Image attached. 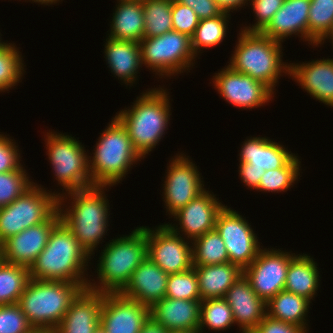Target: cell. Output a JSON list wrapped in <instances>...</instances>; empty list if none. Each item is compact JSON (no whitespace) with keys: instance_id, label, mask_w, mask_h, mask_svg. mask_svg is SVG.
Wrapping results in <instances>:
<instances>
[{"instance_id":"35","label":"cell","mask_w":333,"mask_h":333,"mask_svg":"<svg viewBox=\"0 0 333 333\" xmlns=\"http://www.w3.org/2000/svg\"><path fill=\"white\" fill-rule=\"evenodd\" d=\"M234 323L232 310L224 297L206 299L200 302L198 333H203L204 327H207L209 331L228 330Z\"/></svg>"},{"instance_id":"25","label":"cell","mask_w":333,"mask_h":333,"mask_svg":"<svg viewBox=\"0 0 333 333\" xmlns=\"http://www.w3.org/2000/svg\"><path fill=\"white\" fill-rule=\"evenodd\" d=\"M241 148L239 162L265 171L285 167L296 156L268 137L247 138Z\"/></svg>"},{"instance_id":"28","label":"cell","mask_w":333,"mask_h":333,"mask_svg":"<svg viewBox=\"0 0 333 333\" xmlns=\"http://www.w3.org/2000/svg\"><path fill=\"white\" fill-rule=\"evenodd\" d=\"M193 267L198 278L201 301L225 297L229 288L243 276V270L230 262Z\"/></svg>"},{"instance_id":"37","label":"cell","mask_w":333,"mask_h":333,"mask_svg":"<svg viewBox=\"0 0 333 333\" xmlns=\"http://www.w3.org/2000/svg\"><path fill=\"white\" fill-rule=\"evenodd\" d=\"M20 53L12 43L0 47V92L9 91L21 80L25 70Z\"/></svg>"},{"instance_id":"21","label":"cell","mask_w":333,"mask_h":333,"mask_svg":"<svg viewBox=\"0 0 333 333\" xmlns=\"http://www.w3.org/2000/svg\"><path fill=\"white\" fill-rule=\"evenodd\" d=\"M103 293L83 289L53 333H94L100 324Z\"/></svg>"},{"instance_id":"44","label":"cell","mask_w":333,"mask_h":333,"mask_svg":"<svg viewBox=\"0 0 333 333\" xmlns=\"http://www.w3.org/2000/svg\"><path fill=\"white\" fill-rule=\"evenodd\" d=\"M13 140L4 134H0V173L15 170H25L20 163L18 146Z\"/></svg>"},{"instance_id":"40","label":"cell","mask_w":333,"mask_h":333,"mask_svg":"<svg viewBox=\"0 0 333 333\" xmlns=\"http://www.w3.org/2000/svg\"><path fill=\"white\" fill-rule=\"evenodd\" d=\"M25 171L0 173V207L11 204L34 184Z\"/></svg>"},{"instance_id":"9","label":"cell","mask_w":333,"mask_h":333,"mask_svg":"<svg viewBox=\"0 0 333 333\" xmlns=\"http://www.w3.org/2000/svg\"><path fill=\"white\" fill-rule=\"evenodd\" d=\"M59 194L34 183L11 204L0 207V245L22 230L47 221L58 210Z\"/></svg>"},{"instance_id":"49","label":"cell","mask_w":333,"mask_h":333,"mask_svg":"<svg viewBox=\"0 0 333 333\" xmlns=\"http://www.w3.org/2000/svg\"><path fill=\"white\" fill-rule=\"evenodd\" d=\"M140 333H169V331L149 318L148 321L143 325Z\"/></svg>"},{"instance_id":"22","label":"cell","mask_w":333,"mask_h":333,"mask_svg":"<svg viewBox=\"0 0 333 333\" xmlns=\"http://www.w3.org/2000/svg\"><path fill=\"white\" fill-rule=\"evenodd\" d=\"M201 300L164 297L150 307V318L171 331L198 332Z\"/></svg>"},{"instance_id":"1","label":"cell","mask_w":333,"mask_h":333,"mask_svg":"<svg viewBox=\"0 0 333 333\" xmlns=\"http://www.w3.org/2000/svg\"><path fill=\"white\" fill-rule=\"evenodd\" d=\"M91 256L73 233L60 221L51 231L48 243L29 268L35 280L65 281L88 287L84 272ZM86 278V279H85Z\"/></svg>"},{"instance_id":"47","label":"cell","mask_w":333,"mask_h":333,"mask_svg":"<svg viewBox=\"0 0 333 333\" xmlns=\"http://www.w3.org/2000/svg\"><path fill=\"white\" fill-rule=\"evenodd\" d=\"M238 171L242 182L248 188H254V190L257 189L260 179L265 172V170L250 168V164L246 162H240Z\"/></svg>"},{"instance_id":"31","label":"cell","mask_w":333,"mask_h":333,"mask_svg":"<svg viewBox=\"0 0 333 333\" xmlns=\"http://www.w3.org/2000/svg\"><path fill=\"white\" fill-rule=\"evenodd\" d=\"M30 280L29 268L0 260V305L18 303Z\"/></svg>"},{"instance_id":"53","label":"cell","mask_w":333,"mask_h":333,"mask_svg":"<svg viewBox=\"0 0 333 333\" xmlns=\"http://www.w3.org/2000/svg\"><path fill=\"white\" fill-rule=\"evenodd\" d=\"M169 333H198V332H193V331H171Z\"/></svg>"},{"instance_id":"41","label":"cell","mask_w":333,"mask_h":333,"mask_svg":"<svg viewBox=\"0 0 333 333\" xmlns=\"http://www.w3.org/2000/svg\"><path fill=\"white\" fill-rule=\"evenodd\" d=\"M30 325L18 303L0 305V333H32Z\"/></svg>"},{"instance_id":"32","label":"cell","mask_w":333,"mask_h":333,"mask_svg":"<svg viewBox=\"0 0 333 333\" xmlns=\"http://www.w3.org/2000/svg\"><path fill=\"white\" fill-rule=\"evenodd\" d=\"M193 266L215 265L229 262L224 241L216 229L191 242Z\"/></svg>"},{"instance_id":"16","label":"cell","mask_w":333,"mask_h":333,"mask_svg":"<svg viewBox=\"0 0 333 333\" xmlns=\"http://www.w3.org/2000/svg\"><path fill=\"white\" fill-rule=\"evenodd\" d=\"M61 221L57 210L47 221L22 230L0 245L1 259L28 268L48 243L52 229Z\"/></svg>"},{"instance_id":"15","label":"cell","mask_w":333,"mask_h":333,"mask_svg":"<svg viewBox=\"0 0 333 333\" xmlns=\"http://www.w3.org/2000/svg\"><path fill=\"white\" fill-rule=\"evenodd\" d=\"M225 67L215 73L212 80L218 93L229 104L236 108L254 109L272 99L274 92L267 85L233 70L228 65Z\"/></svg>"},{"instance_id":"2","label":"cell","mask_w":333,"mask_h":333,"mask_svg":"<svg viewBox=\"0 0 333 333\" xmlns=\"http://www.w3.org/2000/svg\"><path fill=\"white\" fill-rule=\"evenodd\" d=\"M106 188L108 186H93L68 192L67 196L71 197L68 200L72 201L70 202L71 206L66 210L62 208L66 206L63 204L66 196L64 191H62L64 195L59 194L58 197L61 221L90 256L95 254V248L108 231L110 205L107 196L104 194Z\"/></svg>"},{"instance_id":"36","label":"cell","mask_w":333,"mask_h":333,"mask_svg":"<svg viewBox=\"0 0 333 333\" xmlns=\"http://www.w3.org/2000/svg\"><path fill=\"white\" fill-rule=\"evenodd\" d=\"M310 2L308 44L318 46L333 25V0H310Z\"/></svg>"},{"instance_id":"30","label":"cell","mask_w":333,"mask_h":333,"mask_svg":"<svg viewBox=\"0 0 333 333\" xmlns=\"http://www.w3.org/2000/svg\"><path fill=\"white\" fill-rule=\"evenodd\" d=\"M310 303L307 298L284 289L266 303L267 315L307 330L308 324L305 318Z\"/></svg>"},{"instance_id":"7","label":"cell","mask_w":333,"mask_h":333,"mask_svg":"<svg viewBox=\"0 0 333 333\" xmlns=\"http://www.w3.org/2000/svg\"><path fill=\"white\" fill-rule=\"evenodd\" d=\"M110 122L97 141L93 157H88L94 186L111 187L120 183L130 167L142 159L121 122L116 117Z\"/></svg>"},{"instance_id":"24","label":"cell","mask_w":333,"mask_h":333,"mask_svg":"<svg viewBox=\"0 0 333 333\" xmlns=\"http://www.w3.org/2000/svg\"><path fill=\"white\" fill-rule=\"evenodd\" d=\"M310 3V0H285L261 33L280 42L292 34L300 36L305 42L308 41Z\"/></svg>"},{"instance_id":"8","label":"cell","mask_w":333,"mask_h":333,"mask_svg":"<svg viewBox=\"0 0 333 333\" xmlns=\"http://www.w3.org/2000/svg\"><path fill=\"white\" fill-rule=\"evenodd\" d=\"M46 150L54 176L63 190L68 192L93 187L89 170V156L82 142L74 136L46 132Z\"/></svg>"},{"instance_id":"54","label":"cell","mask_w":333,"mask_h":333,"mask_svg":"<svg viewBox=\"0 0 333 333\" xmlns=\"http://www.w3.org/2000/svg\"><path fill=\"white\" fill-rule=\"evenodd\" d=\"M32 333H53L51 331L35 330Z\"/></svg>"},{"instance_id":"13","label":"cell","mask_w":333,"mask_h":333,"mask_svg":"<svg viewBox=\"0 0 333 333\" xmlns=\"http://www.w3.org/2000/svg\"><path fill=\"white\" fill-rule=\"evenodd\" d=\"M165 223L147 228V256L164 272L180 273L193 267L192 244ZM191 245V246H190Z\"/></svg>"},{"instance_id":"3","label":"cell","mask_w":333,"mask_h":333,"mask_svg":"<svg viewBox=\"0 0 333 333\" xmlns=\"http://www.w3.org/2000/svg\"><path fill=\"white\" fill-rule=\"evenodd\" d=\"M103 249L96 269L99 282L89 280L87 288L104 294L120 293L147 257V227H137L130 235L112 239Z\"/></svg>"},{"instance_id":"17","label":"cell","mask_w":333,"mask_h":333,"mask_svg":"<svg viewBox=\"0 0 333 333\" xmlns=\"http://www.w3.org/2000/svg\"><path fill=\"white\" fill-rule=\"evenodd\" d=\"M150 318V307L120 293H103L100 325L106 333H140Z\"/></svg>"},{"instance_id":"39","label":"cell","mask_w":333,"mask_h":333,"mask_svg":"<svg viewBox=\"0 0 333 333\" xmlns=\"http://www.w3.org/2000/svg\"><path fill=\"white\" fill-rule=\"evenodd\" d=\"M165 297L170 299L201 300L195 268L169 274Z\"/></svg>"},{"instance_id":"14","label":"cell","mask_w":333,"mask_h":333,"mask_svg":"<svg viewBox=\"0 0 333 333\" xmlns=\"http://www.w3.org/2000/svg\"><path fill=\"white\" fill-rule=\"evenodd\" d=\"M184 155H175L167 166L163 201L169 215L175 214L206 190L197 166Z\"/></svg>"},{"instance_id":"51","label":"cell","mask_w":333,"mask_h":333,"mask_svg":"<svg viewBox=\"0 0 333 333\" xmlns=\"http://www.w3.org/2000/svg\"><path fill=\"white\" fill-rule=\"evenodd\" d=\"M331 39L330 41L332 42V47H333V25L331 30L326 34V36L318 43V45H322L326 39Z\"/></svg>"},{"instance_id":"48","label":"cell","mask_w":333,"mask_h":333,"mask_svg":"<svg viewBox=\"0 0 333 333\" xmlns=\"http://www.w3.org/2000/svg\"><path fill=\"white\" fill-rule=\"evenodd\" d=\"M218 3V6L222 9L223 12L230 13L234 10H238L237 8L245 6L248 4L250 0H215ZM233 11H232V10Z\"/></svg>"},{"instance_id":"10","label":"cell","mask_w":333,"mask_h":333,"mask_svg":"<svg viewBox=\"0 0 333 333\" xmlns=\"http://www.w3.org/2000/svg\"><path fill=\"white\" fill-rule=\"evenodd\" d=\"M139 44L142 64L160 78L184 73L191 65L193 67V61L196 60L191 38L178 31L171 30L161 36L143 38Z\"/></svg>"},{"instance_id":"46","label":"cell","mask_w":333,"mask_h":333,"mask_svg":"<svg viewBox=\"0 0 333 333\" xmlns=\"http://www.w3.org/2000/svg\"><path fill=\"white\" fill-rule=\"evenodd\" d=\"M307 331L296 325L275 320L266 315L251 333H307Z\"/></svg>"},{"instance_id":"29","label":"cell","mask_w":333,"mask_h":333,"mask_svg":"<svg viewBox=\"0 0 333 333\" xmlns=\"http://www.w3.org/2000/svg\"><path fill=\"white\" fill-rule=\"evenodd\" d=\"M307 254L295 255L289 264L284 289L313 300L319 287V271L316 262Z\"/></svg>"},{"instance_id":"23","label":"cell","mask_w":333,"mask_h":333,"mask_svg":"<svg viewBox=\"0 0 333 333\" xmlns=\"http://www.w3.org/2000/svg\"><path fill=\"white\" fill-rule=\"evenodd\" d=\"M289 75L310 96L333 107V58L290 63Z\"/></svg>"},{"instance_id":"50","label":"cell","mask_w":333,"mask_h":333,"mask_svg":"<svg viewBox=\"0 0 333 333\" xmlns=\"http://www.w3.org/2000/svg\"><path fill=\"white\" fill-rule=\"evenodd\" d=\"M29 1H32V2H37V3H40V4H44V5H51V4H57V2H60V0H29Z\"/></svg>"},{"instance_id":"43","label":"cell","mask_w":333,"mask_h":333,"mask_svg":"<svg viewBox=\"0 0 333 333\" xmlns=\"http://www.w3.org/2000/svg\"><path fill=\"white\" fill-rule=\"evenodd\" d=\"M171 14L173 30L191 38L200 21L196 13L190 7L173 0Z\"/></svg>"},{"instance_id":"34","label":"cell","mask_w":333,"mask_h":333,"mask_svg":"<svg viewBox=\"0 0 333 333\" xmlns=\"http://www.w3.org/2000/svg\"><path fill=\"white\" fill-rule=\"evenodd\" d=\"M172 5L173 0H142L145 19L143 38L161 36L173 30Z\"/></svg>"},{"instance_id":"6","label":"cell","mask_w":333,"mask_h":333,"mask_svg":"<svg viewBox=\"0 0 333 333\" xmlns=\"http://www.w3.org/2000/svg\"><path fill=\"white\" fill-rule=\"evenodd\" d=\"M238 37L228 66L264 83L274 92L282 73L289 75L290 71V64L282 62V42L261 32L241 30Z\"/></svg>"},{"instance_id":"26","label":"cell","mask_w":333,"mask_h":333,"mask_svg":"<svg viewBox=\"0 0 333 333\" xmlns=\"http://www.w3.org/2000/svg\"><path fill=\"white\" fill-rule=\"evenodd\" d=\"M104 53L111 72L125 84L133 86L137 80L138 69L143 67L140 44L108 37Z\"/></svg>"},{"instance_id":"52","label":"cell","mask_w":333,"mask_h":333,"mask_svg":"<svg viewBox=\"0 0 333 333\" xmlns=\"http://www.w3.org/2000/svg\"><path fill=\"white\" fill-rule=\"evenodd\" d=\"M94 333H106L104 328L99 324L98 327L94 330Z\"/></svg>"},{"instance_id":"33","label":"cell","mask_w":333,"mask_h":333,"mask_svg":"<svg viewBox=\"0 0 333 333\" xmlns=\"http://www.w3.org/2000/svg\"><path fill=\"white\" fill-rule=\"evenodd\" d=\"M229 16H231L229 13L224 12L220 16L199 21L194 35L191 37V47L196 57L202 53L200 52L202 49L212 48L223 42L227 30H229L227 25L228 19L231 18Z\"/></svg>"},{"instance_id":"20","label":"cell","mask_w":333,"mask_h":333,"mask_svg":"<svg viewBox=\"0 0 333 333\" xmlns=\"http://www.w3.org/2000/svg\"><path fill=\"white\" fill-rule=\"evenodd\" d=\"M168 276L147 256L120 294L151 307L165 297Z\"/></svg>"},{"instance_id":"38","label":"cell","mask_w":333,"mask_h":333,"mask_svg":"<svg viewBox=\"0 0 333 333\" xmlns=\"http://www.w3.org/2000/svg\"><path fill=\"white\" fill-rule=\"evenodd\" d=\"M299 158L295 156L285 167L266 170L256 190L265 192H285L292 187L300 176Z\"/></svg>"},{"instance_id":"11","label":"cell","mask_w":333,"mask_h":333,"mask_svg":"<svg viewBox=\"0 0 333 333\" xmlns=\"http://www.w3.org/2000/svg\"><path fill=\"white\" fill-rule=\"evenodd\" d=\"M215 229L224 241L230 263L244 270L258 256L261 248L257 236L236 210L224 206L217 215Z\"/></svg>"},{"instance_id":"19","label":"cell","mask_w":333,"mask_h":333,"mask_svg":"<svg viewBox=\"0 0 333 333\" xmlns=\"http://www.w3.org/2000/svg\"><path fill=\"white\" fill-rule=\"evenodd\" d=\"M224 298L241 333H251L267 315L266 302L254 292L244 275L229 288Z\"/></svg>"},{"instance_id":"18","label":"cell","mask_w":333,"mask_h":333,"mask_svg":"<svg viewBox=\"0 0 333 333\" xmlns=\"http://www.w3.org/2000/svg\"><path fill=\"white\" fill-rule=\"evenodd\" d=\"M215 196L205 190L172 215L174 219L179 221V227L170 223L166 225L179 235L180 231L183 232L182 235L185 234L184 236L191 242L206 232L214 230L217 215L225 206L217 201Z\"/></svg>"},{"instance_id":"42","label":"cell","mask_w":333,"mask_h":333,"mask_svg":"<svg viewBox=\"0 0 333 333\" xmlns=\"http://www.w3.org/2000/svg\"><path fill=\"white\" fill-rule=\"evenodd\" d=\"M285 0H251L253 13L256 15L254 25L245 26L241 30L246 32H262L271 22L273 16L279 11Z\"/></svg>"},{"instance_id":"27","label":"cell","mask_w":333,"mask_h":333,"mask_svg":"<svg viewBox=\"0 0 333 333\" xmlns=\"http://www.w3.org/2000/svg\"><path fill=\"white\" fill-rule=\"evenodd\" d=\"M109 38L139 43L144 36V9L142 0H118Z\"/></svg>"},{"instance_id":"45","label":"cell","mask_w":333,"mask_h":333,"mask_svg":"<svg viewBox=\"0 0 333 333\" xmlns=\"http://www.w3.org/2000/svg\"><path fill=\"white\" fill-rule=\"evenodd\" d=\"M177 3L190 7L199 20L222 15L224 12L215 0H175Z\"/></svg>"},{"instance_id":"5","label":"cell","mask_w":333,"mask_h":333,"mask_svg":"<svg viewBox=\"0 0 333 333\" xmlns=\"http://www.w3.org/2000/svg\"><path fill=\"white\" fill-rule=\"evenodd\" d=\"M83 289L76 283L30 278L18 305L35 330L53 332Z\"/></svg>"},{"instance_id":"12","label":"cell","mask_w":333,"mask_h":333,"mask_svg":"<svg viewBox=\"0 0 333 333\" xmlns=\"http://www.w3.org/2000/svg\"><path fill=\"white\" fill-rule=\"evenodd\" d=\"M290 253L262 248L254 261L243 270L254 292L266 303L284 290L287 269L295 256V253Z\"/></svg>"},{"instance_id":"4","label":"cell","mask_w":333,"mask_h":333,"mask_svg":"<svg viewBox=\"0 0 333 333\" xmlns=\"http://www.w3.org/2000/svg\"><path fill=\"white\" fill-rule=\"evenodd\" d=\"M162 88H152L142 93L129 109L115 116L125 127L131 142L142 158L155 148L168 129L170 96Z\"/></svg>"},{"instance_id":"55","label":"cell","mask_w":333,"mask_h":333,"mask_svg":"<svg viewBox=\"0 0 333 333\" xmlns=\"http://www.w3.org/2000/svg\"><path fill=\"white\" fill-rule=\"evenodd\" d=\"M1 37V36H0ZM5 44V42H3V41H1V39H0V47L2 46V45H4Z\"/></svg>"}]
</instances>
